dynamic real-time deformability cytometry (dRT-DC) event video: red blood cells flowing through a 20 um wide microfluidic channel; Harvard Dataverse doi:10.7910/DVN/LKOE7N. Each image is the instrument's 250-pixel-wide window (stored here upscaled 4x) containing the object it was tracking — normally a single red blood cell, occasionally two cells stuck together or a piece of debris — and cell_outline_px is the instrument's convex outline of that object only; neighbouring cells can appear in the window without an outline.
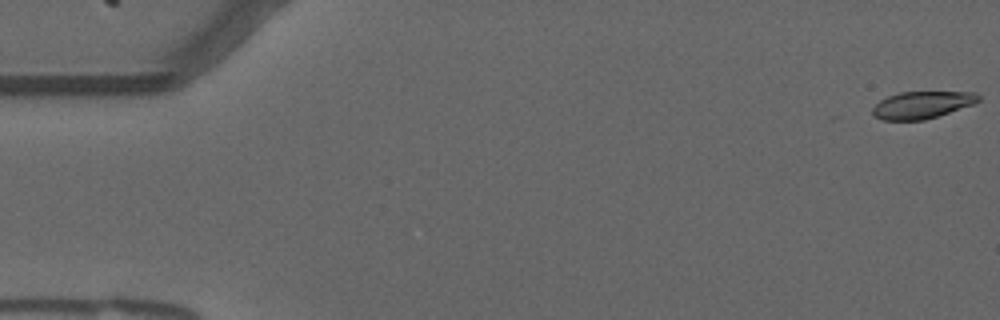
{"species": "common noctule bat (a hibernating species)", "species_latin": "Nyctalus noctula", "temperature_condition": "warm", "stored_images_in_passage": 13, "camera_frame_rate_fps": 3000, "um_per_image_px": 0.085, "animal": {"sex": "male", "forearm_length_mm": 52.5}, "frame": {"image": 1, "passage_image": 1, "time_ms": 0.0, "image_size_px": [1000, 320], "cell_outline_px": [[980, 100], [972, 104], [924, 120], [884, 120], [872, 116], [872, 108], [880, 100], [888, 96], [900, 92], [976, 92], [980, 96]], "centroid_in_image_um": [78.33, 8.91], "position_along_channel_um": 6.7, "area_um2": 16.59}}
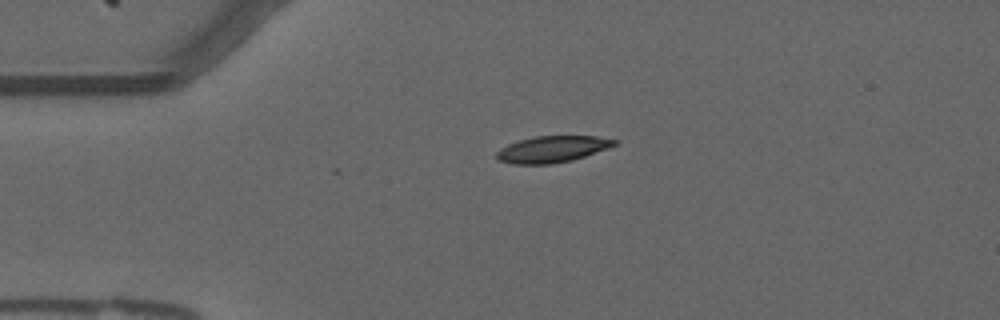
{"frame": {"image": 2, "passage_image": 13, "time_ms": 4.0, "image_size_px": [1000, 320], "cell_outline_px": [[620, 140], [616, 144], [608, 148], [572, 160], [552, 164], [512, 164], [496, 160], [496, 152], [500, 148], [508, 144], [520, 140], [536, 136], [596, 136]], "centroid_in_image_um": [46.92, 12.68], "position_along_channel_um": 38.1, "area_um2": 18.21}}